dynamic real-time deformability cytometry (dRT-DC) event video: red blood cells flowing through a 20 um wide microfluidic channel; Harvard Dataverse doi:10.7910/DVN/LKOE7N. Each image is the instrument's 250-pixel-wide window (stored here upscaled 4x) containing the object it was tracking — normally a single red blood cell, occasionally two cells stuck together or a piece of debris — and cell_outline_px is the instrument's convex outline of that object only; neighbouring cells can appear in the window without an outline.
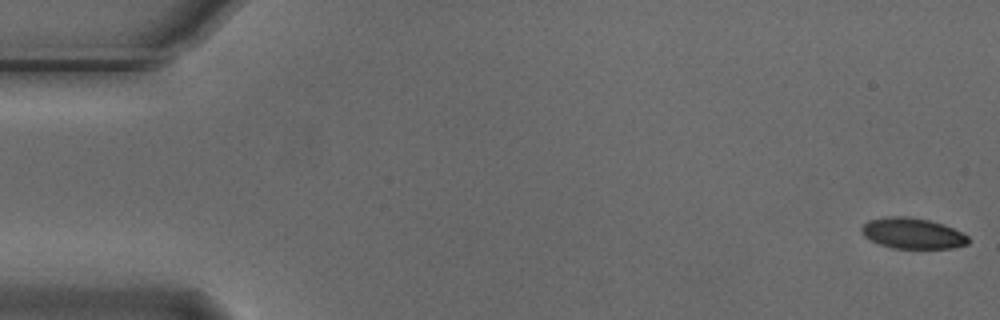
{"species": "Egyptian fruit bat (a non-hibernating species)", "species_latin": "Rousettus aegyptiacus", "temperature_condition": "cold", "stored_images_in_passage": 55, "camera_frame_rate_fps": 3000, "um_per_image_px": 0.085, "animal": {"sex": "male"}, "frame": {"image": 1, "passage_image": 1, "time_ms": 0.0, "image_size_px": [1000, 320], "cell_outline_px": [[968, 244], [952, 248], [892, 248], [880, 244], [864, 236], [860, 232], [860, 228], [868, 220], [888, 216], [908, 216], [928, 220], [944, 224], [968, 236]], "centroid_in_image_um": [77.54, 19.82], "position_along_channel_um": 7.5, "area_um2": 19.07}}
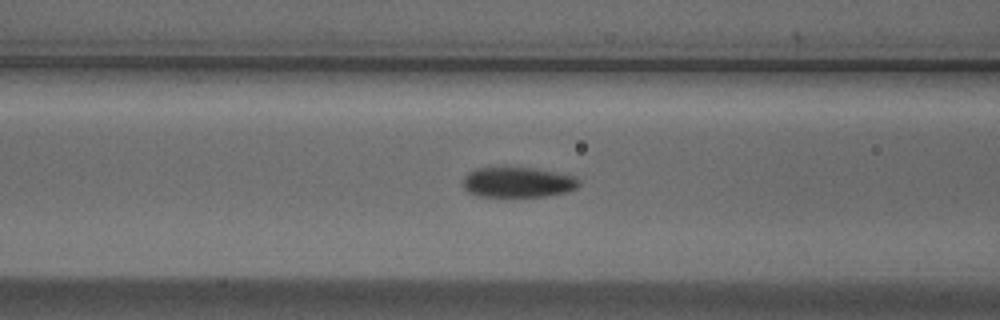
{"frame": {"image": 2, "passage_image": 22, "time_ms": 7.0, "image_size_px": [1000, 320], "cell_outline_px": [[580, 184], [576, 188], [568, 192], [544, 196], [476, 196], [468, 192], [464, 188], [464, 176], [468, 172], [476, 168], [500, 164], [536, 168], [576, 176], [580, 180]], "centroid_in_image_um": [43.99, 15.44], "position_along_channel_um": 122.6, "area_um2": 21.33}}
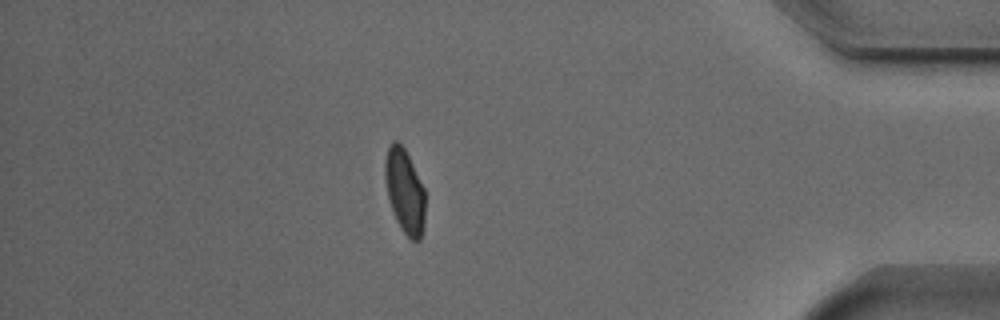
{"frame": {"image": 3, "passage_image": 48, "time_ms": 15.667, "image_size_px": [1000, 320], "cell_outline_px": [[424, 228], [420, 240], [412, 240], [400, 228], [392, 212], [384, 180], [384, 160], [388, 148], [392, 140], [396, 140], [404, 148], [424, 188]], "centroid_in_image_um": [34.38, 16.25], "position_along_channel_um": 400.8, "area_um2": 19.71}, "authors_computed_cell_mechanics": {"area_um2": 20.2878, "velocity_mm_per_s": 3.7044, "shape_relaxation_time_tau1_ms": 3.42, "shape_relaxation_time_tau2_ms": 1.2509, "deformation_change_tau1": 0.1219, "deformation_change_tau2": 0.0465}}